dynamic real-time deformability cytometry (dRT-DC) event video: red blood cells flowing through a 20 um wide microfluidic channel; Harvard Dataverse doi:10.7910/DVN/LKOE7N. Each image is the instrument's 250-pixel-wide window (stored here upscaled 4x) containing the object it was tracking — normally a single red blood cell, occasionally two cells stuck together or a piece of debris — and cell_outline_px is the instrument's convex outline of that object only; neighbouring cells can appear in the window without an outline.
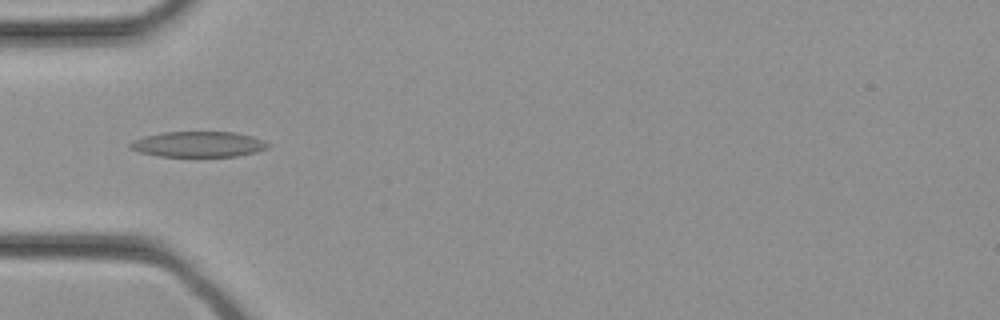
{"species": "common noctule bat (a hibernating species)", "species_latin": "Nyctalus noctula", "temperature_condition": "cold", "stored_images_in_passage": 29, "camera_frame_rate_fps": 3000, "um_per_image_px": 0.085, "animal": {"sex": "female", "body_mass_g": 21.9}, "frame": {"image": 1, "passage_image": 7, "time_ms": 2.0, "image_size_px": [1000, 320], "cell_outline_px": [[272, 144], [268, 148], [256, 152], [236, 156], [160, 156], [140, 152], [128, 148], [128, 144], [132, 140], [144, 136], [164, 132], [236, 132], [252, 136], [264, 140]], "centroid_in_image_um": [16.87, 12.25], "position_along_channel_um": 68.1, "area_um2": 20.63}}
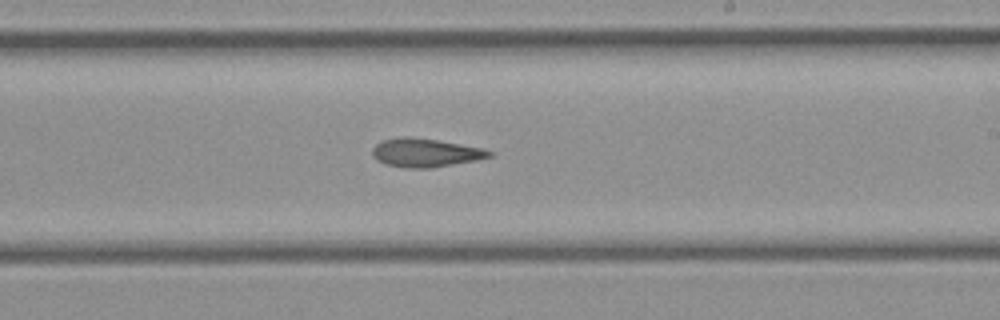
{"frame": {"image": 2, "passage_image": 16, "time_ms": 5.0, "image_size_px": [1000, 320], "cell_outline_px": [[496, 152], [492, 156], [476, 160], [428, 168], [404, 168], [384, 164], [376, 160], [372, 156], [372, 148], [380, 140], [400, 136], [408, 136], [436, 140], [484, 148]], "centroid_in_image_um": [36.12, 12.97], "position_along_channel_um": 252.9, "area_um2": 19.65}}
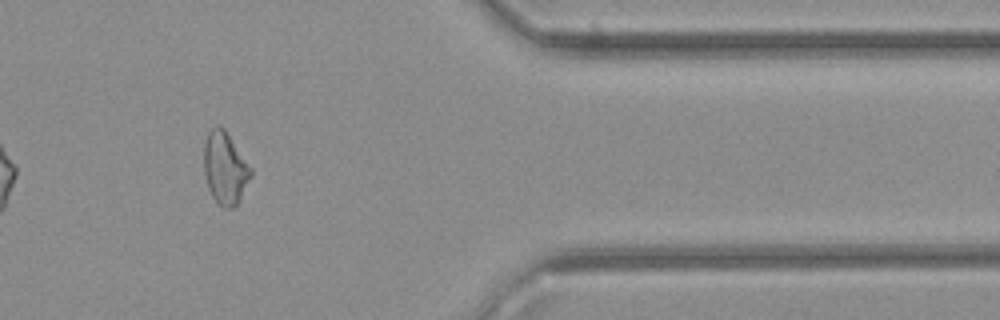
{"frame": {"image": 3, "passage_image": 24, "time_ms": 7.667, "image_size_px": [1000, 320], "cell_outline_px": [[252, 176], [236, 204], [232, 208], [224, 208], [212, 196], [208, 188], [204, 172], [204, 144], [208, 132], [216, 124], [220, 124], [224, 128], [252, 168]], "centroid_in_image_um": [19.12, 14.25], "position_along_channel_um": 392.3, "area_um2": 19.65}}